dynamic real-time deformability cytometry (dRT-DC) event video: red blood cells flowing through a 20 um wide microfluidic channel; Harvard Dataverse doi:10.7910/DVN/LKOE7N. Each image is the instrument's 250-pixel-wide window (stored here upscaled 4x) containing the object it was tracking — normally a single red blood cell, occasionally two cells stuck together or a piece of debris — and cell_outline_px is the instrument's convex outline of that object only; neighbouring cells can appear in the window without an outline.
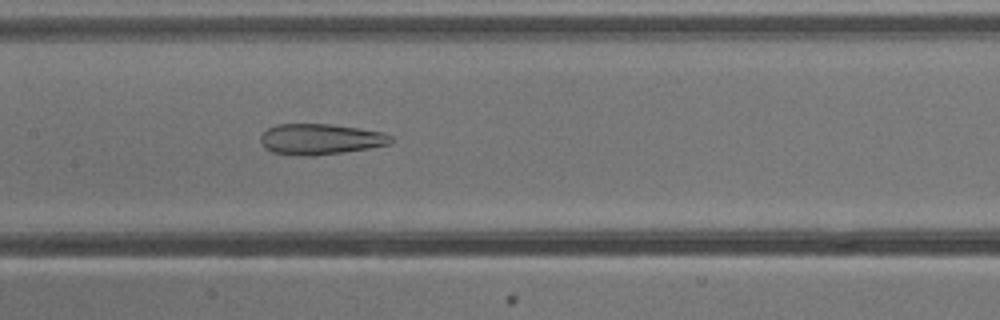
{"species": "common noctule bat (a hibernating species)", "species_latin": "Nyctalus noctula", "temperature_condition": "cold", "stored_images_in_passage": 52, "camera_frame_rate_fps": 3000, "um_per_image_px": 0.085, "animal": {"sex": "male", "body_mass_g": 13.3}, "frame": {"image": 1, "passage_image": 25, "time_ms": 8.0, "image_size_px": [1000, 320], "cell_outline_px": [[392, 144], [344, 152], [312, 156], [296, 156], [272, 152], [264, 148], [260, 140], [260, 136], [268, 128], [276, 124], [332, 124], [360, 128], [384, 132], [392, 136]], "centroid_in_image_um": [27.23, 11.83], "position_along_channel_um": 180.2, "area_um2": 23.64}}
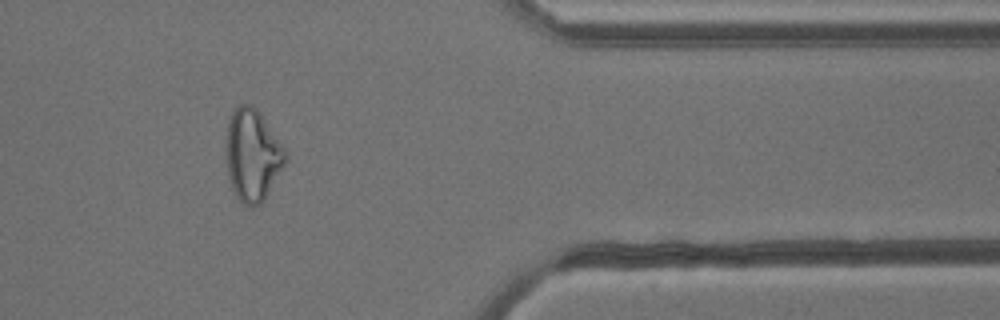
{"frame": {"image": 2, "passage_image": 43, "time_ms": 14.0, "image_size_px": [1000, 320], "cell_outline_px": [[288, 160], [264, 200], [260, 204], [252, 208], [244, 204], [236, 196], [232, 188], [228, 176], [224, 152], [228, 124], [232, 112], [240, 104], [252, 104], [260, 112], [288, 152]], "centroid_in_image_um": [21.47, 13.19], "position_along_channel_um": 389.9, "area_um2": 32.37}}
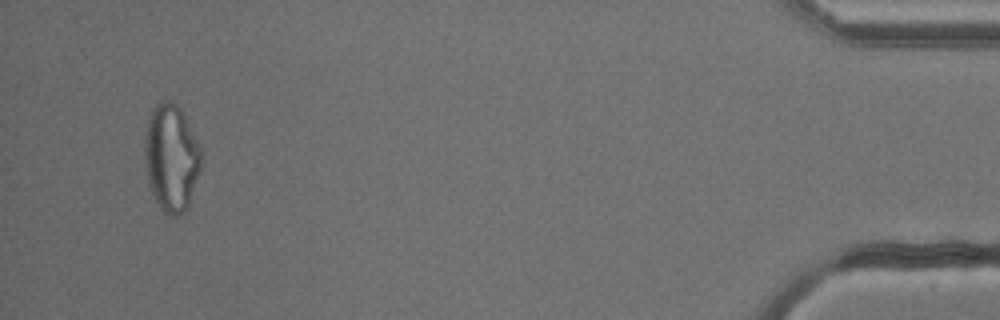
{"frame": {"image": 3, "passage_image": 50, "time_ms": 16.333, "image_size_px": [1000, 320], "cell_outline_px": [[200, 168], [188, 208], [184, 212], [176, 216], [172, 216], [164, 212], [160, 208], [148, 184], [144, 160], [144, 140], [148, 120], [152, 108], [160, 100], [172, 100], [180, 108], [200, 148]], "centroid_in_image_um": [14.52, 13.41], "position_along_channel_um": 420.7, "area_um2": 35.14}}